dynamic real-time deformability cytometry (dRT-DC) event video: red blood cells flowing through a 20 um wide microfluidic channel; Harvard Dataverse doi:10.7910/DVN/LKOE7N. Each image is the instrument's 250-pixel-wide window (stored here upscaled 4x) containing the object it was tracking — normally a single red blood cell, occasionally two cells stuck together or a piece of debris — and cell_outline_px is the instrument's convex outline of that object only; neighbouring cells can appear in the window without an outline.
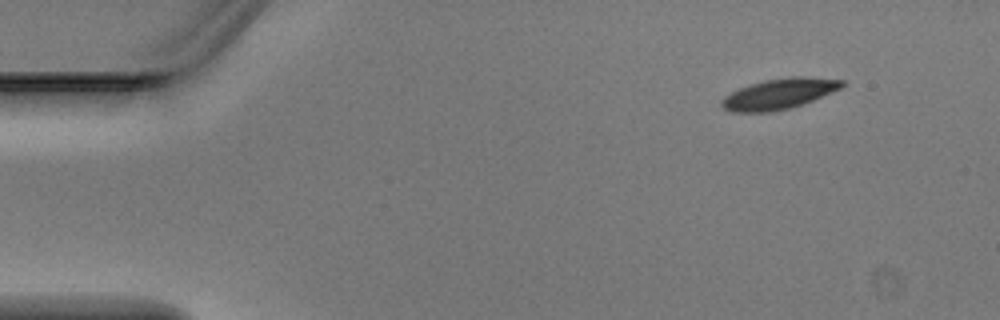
{"species": "Egyptian fruit bat (a non-hibernating species)", "species_latin": "Rousettus aegyptiacus", "temperature_condition": "warm", "stored_images_in_passage": 4, "segment_of_instrument_passage": [2, 2], "camera_frame_rate_fps": 3000, "um_per_image_px": 0.085, "animal": {"sex": "male"}, "frame": {"image": 1, "passage_image": 4, "time_ms": 1.0, "image_size_px": [1000, 320], "cell_outline_px": [[844, 84], [840, 88], [832, 92], [792, 108], [772, 112], [732, 112], [724, 108], [720, 104], [720, 100], [724, 96], [740, 88], [752, 84], [768, 80], [792, 76], [800, 76], [844, 80]], "centroid_in_image_um": [66.2, 7.99], "position_along_channel_um": 18.8, "area_um2": 21.15}}